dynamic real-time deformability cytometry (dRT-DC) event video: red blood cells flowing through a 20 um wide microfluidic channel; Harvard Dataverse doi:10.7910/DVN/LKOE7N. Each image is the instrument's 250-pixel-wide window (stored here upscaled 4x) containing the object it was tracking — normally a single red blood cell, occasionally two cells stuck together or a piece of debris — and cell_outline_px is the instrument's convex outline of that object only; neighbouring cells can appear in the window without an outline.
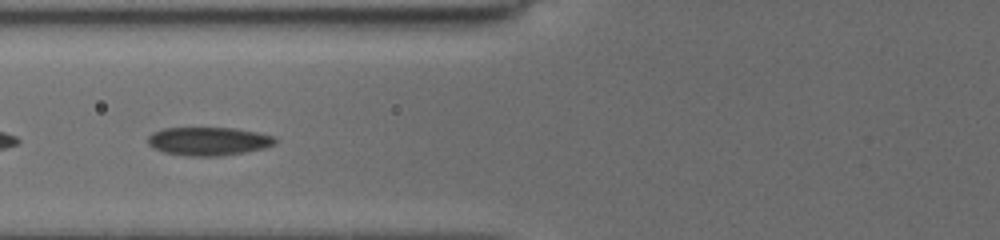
{"species": "common noctule bat (a hibernating species)", "species_latin": "Nyctalus noctula", "temperature_condition": "cold", "stored_images_in_passage": 42, "camera_frame_rate_fps": 3000, "um_per_image_px": 0.085, "animal": {"sex": "female", "body_mass_g": 19.5, "forearm_length_mm": 54.1}, "frame": {"image": 1, "passage_image": 19, "time_ms": 6.0, "image_size_px": [1000, 240], "cell_outline_px": [[276, 144], [264, 148], [244, 152], [216, 156], [184, 156], [164, 152], [148, 144], [148, 136], [152, 132], [164, 128], [236, 128], [276, 136]], "centroid_in_image_um": [17.74, 12.0], "position_along_channel_um": 108.1, "area_um2": 21.04}}
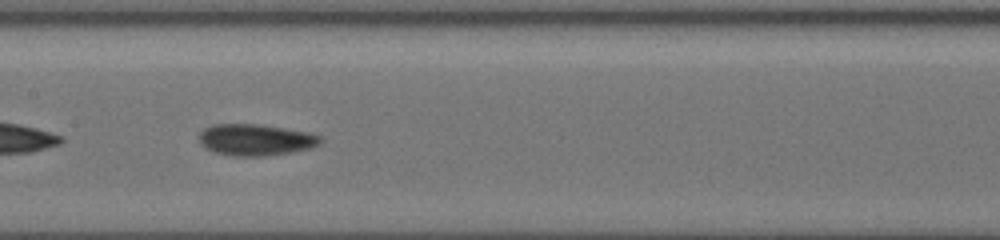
{"frame": {"image": 2, "passage_image": 26, "time_ms": 8.0, "image_size_px": [1000, 240], "cell_outline_px": [[324, 140], [320, 144], [312, 148], [292, 152], [264, 156], [232, 156], [216, 152], [204, 148], [200, 144], [200, 132], [204, 128], [212, 124], [260, 124], [308, 132], [320, 136]], "centroid_in_image_um": [21.74, 11.88], "position_along_channel_um": 185.7, "area_um2": 22.43}}
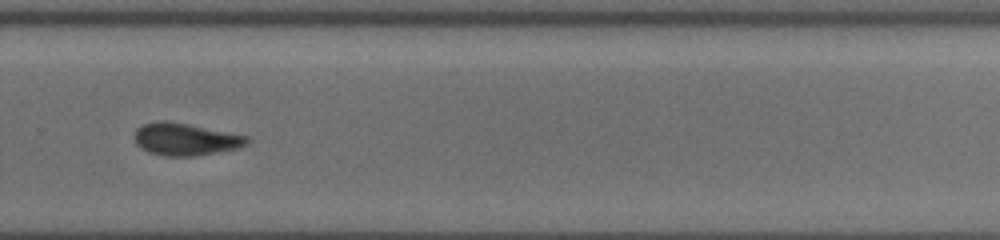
{"frame": {"image": 3, "passage_image": 40, "time_ms": 11.333, "image_size_px": [1000, 240], "cell_outline_px": [[252, 140], [248, 144], [236, 148], [196, 156], [164, 156], [148, 152], [140, 148], [136, 144], [132, 136], [136, 128], [140, 124], [160, 120], [164, 120], [188, 124], [248, 136]], "centroid_in_image_um": [15.7, 11.83], "position_along_channel_um": 314.1, "area_um2": 21.44}}